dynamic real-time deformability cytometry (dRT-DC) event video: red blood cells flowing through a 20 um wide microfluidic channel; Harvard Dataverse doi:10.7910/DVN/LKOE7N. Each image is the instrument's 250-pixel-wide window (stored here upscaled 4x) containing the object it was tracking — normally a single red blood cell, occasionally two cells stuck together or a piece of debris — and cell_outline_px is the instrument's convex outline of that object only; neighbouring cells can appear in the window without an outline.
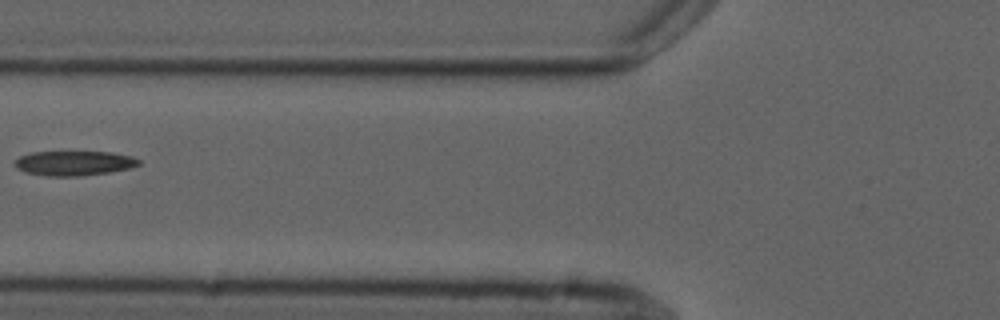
{"species": "common noctule bat (a hibernating species)", "species_latin": "Nyctalus noctula", "temperature_condition": "cold", "stored_images_in_passage": 7, "camera_frame_rate_fps": 3000, "um_per_image_px": 0.085, "animal": {"sex": "male", "forearm_length_mm": 52.5}, "frame": {"image": 1, "passage_image": 6, "time_ms": 6.0, "image_size_px": [1000, 320], "cell_outline_px": [[140, 164], [128, 168], [108, 172], [76, 176], [48, 176], [24, 172], [16, 168], [16, 160], [20, 156], [32, 152], [112, 152], [132, 156], [140, 160]], "centroid_in_image_um": [6.29, 13.86], "position_along_channel_um": 119.5, "area_um2": 17.63}}
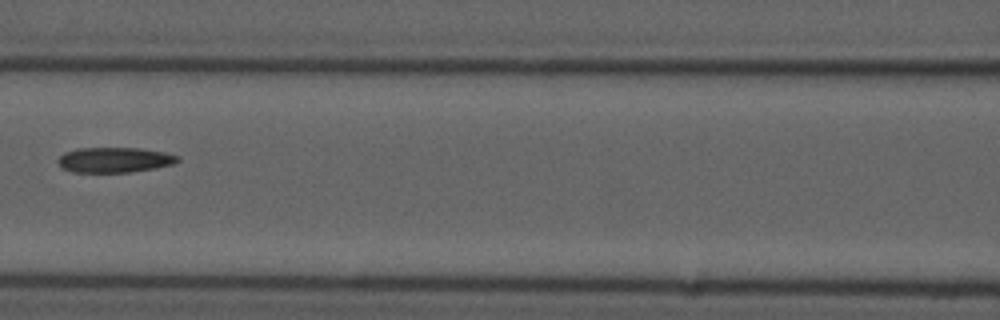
{"frame": {"image": 2, "passage_image": 7, "time_ms": 7.0, "image_size_px": [1000, 320], "cell_outline_px": [[180, 160], [172, 164], [156, 168], [128, 172], [72, 172], [64, 168], [56, 160], [64, 152], [76, 148], [140, 148], [164, 152], [180, 156]], "centroid_in_image_um": [9.74, 13.58], "position_along_channel_um": 156.9, "area_um2": 17.57}}